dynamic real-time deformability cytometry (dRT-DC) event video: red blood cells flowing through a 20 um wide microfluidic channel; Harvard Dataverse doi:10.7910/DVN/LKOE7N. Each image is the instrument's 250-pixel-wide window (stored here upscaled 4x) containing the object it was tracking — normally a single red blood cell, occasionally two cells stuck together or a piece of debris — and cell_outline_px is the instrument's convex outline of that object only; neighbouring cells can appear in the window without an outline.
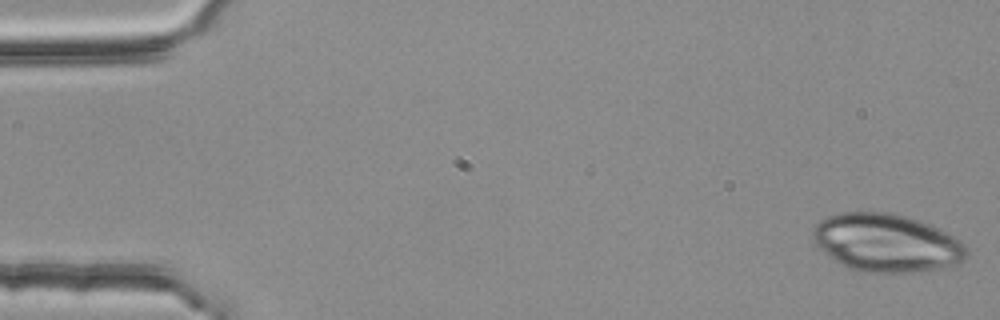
{"species": "common noctule bat (a hibernating species)", "species_latin": "Nyctalus noctula", "temperature_condition": "room temperature", "stored_images_in_passage": 5, "camera_frame_rate_fps": 3000, "um_per_image_px": 0.085, "animal": {"sex": "female", "body_mass_g": 25.1}, "frame": {"image": 1, "passage_image": 1, "time_ms": 0.0, "image_size_px": [1000, 320], "cell_outline_px": [[968, 256], [964, 260], [944, 268], [912, 272], [860, 272], [848, 268], [824, 252], [816, 244], [812, 236], [812, 228], [820, 220], [828, 216], [840, 212], [888, 212], [920, 220], [960, 240], [968, 248]], "centroid_in_image_um": [75.35, 20.64], "position_along_channel_um": 9.7, "area_um2": 51.85}}